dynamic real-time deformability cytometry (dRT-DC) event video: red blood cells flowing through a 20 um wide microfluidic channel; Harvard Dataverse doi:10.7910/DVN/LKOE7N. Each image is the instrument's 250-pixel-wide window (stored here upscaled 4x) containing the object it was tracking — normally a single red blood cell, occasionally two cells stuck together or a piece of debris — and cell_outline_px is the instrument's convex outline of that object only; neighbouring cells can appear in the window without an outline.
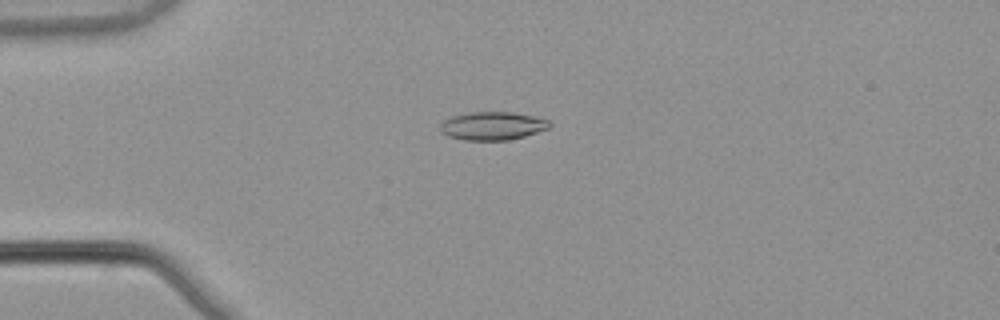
{"species": "common noctule bat (a hibernating species)", "species_latin": "Nyctalus noctula", "temperature_condition": "warm", "stored_images_in_passage": 43, "camera_frame_rate_fps": 3000, "um_per_image_px": 0.085, "animal": {"sex": "male", "body_mass_g": 21.5, "forearm_length_mm": 52.0}, "frame": {"image": 1, "passage_image": 4, "time_ms": 1.0, "image_size_px": [1000, 320], "cell_outline_px": [[552, 124], [548, 128], [524, 136], [508, 140], [464, 140], [448, 136], [440, 128], [440, 124], [444, 120], [452, 116], [468, 112], [512, 112], [532, 116], [548, 120]], "centroid_in_image_um": [41.85, 10.69], "position_along_channel_um": 43.2, "area_um2": 17.8}}
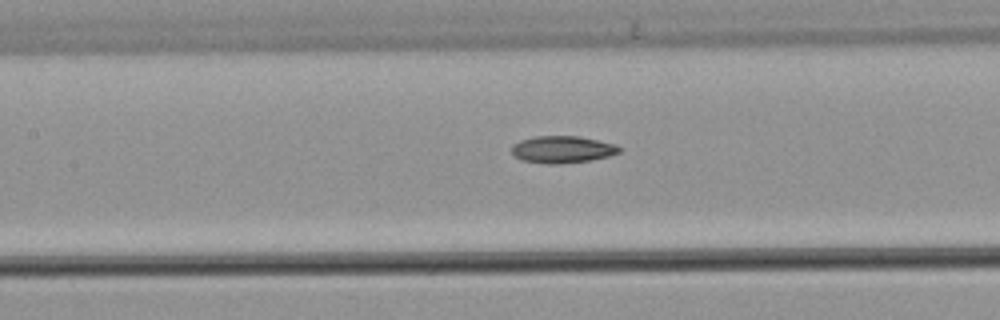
{"frame": {"image": 2, "passage_image": 15, "time_ms": 4.667, "image_size_px": [1000, 320], "cell_outline_px": [[620, 152], [608, 156], [588, 160], [552, 164], [548, 164], [520, 160], [512, 152], [512, 144], [520, 140], [532, 136], [580, 136], [616, 144], [620, 148]], "centroid_in_image_um": [47.77, 12.68], "position_along_channel_um": 159.6, "area_um2": 16.88}}
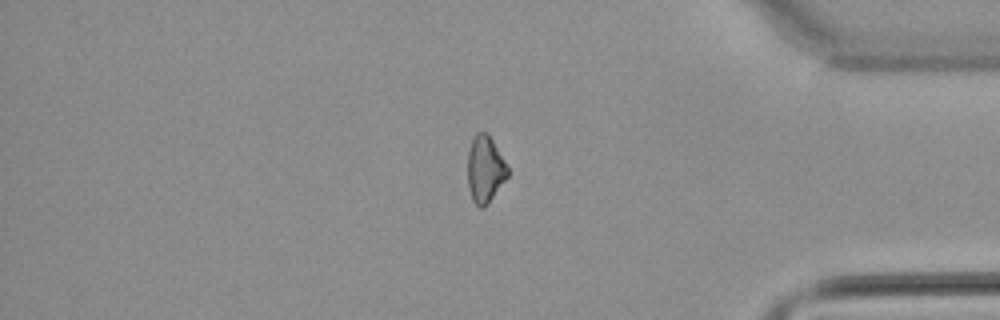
{"frame": {"image": 3, "passage_image": 35, "time_ms": 11.333, "image_size_px": [1000, 320], "cell_outline_px": [[508, 176], [484, 208], [480, 208], [472, 200], [468, 184], [468, 152], [472, 140], [476, 132], [488, 132], [508, 168]], "centroid_in_image_um": [41.22, 14.38], "position_along_channel_um": 394.0, "area_um2": 15.37}}